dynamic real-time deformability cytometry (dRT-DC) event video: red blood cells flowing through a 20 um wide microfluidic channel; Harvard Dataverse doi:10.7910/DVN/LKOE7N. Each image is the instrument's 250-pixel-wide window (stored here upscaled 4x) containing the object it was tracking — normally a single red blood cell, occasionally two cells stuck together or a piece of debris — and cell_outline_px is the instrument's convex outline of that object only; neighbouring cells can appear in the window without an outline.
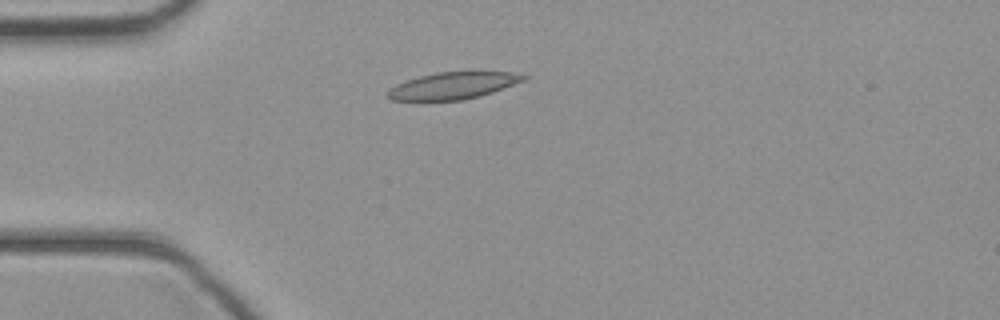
{"species": "common noctule bat (a hibernating species)", "species_latin": "Nyctalus noctula", "temperature_condition": "cold", "stored_images_in_passage": 30, "camera_frame_rate_fps": 3000, "um_per_image_px": 0.085, "animal": {"sex": "female", "body_mass_g": 21.9}, "frame": {"image": 1, "passage_image": 2, "time_ms": 0.333, "image_size_px": [1000, 320], "cell_outline_px": [[528, 80], [480, 96], [464, 100], [392, 100], [384, 96], [388, 88], [396, 84], [420, 76], [436, 72], [468, 68], [512, 72], [528, 76]], "centroid_in_image_um": [38.58, 7.22], "position_along_channel_um": 46.4, "area_um2": 22.48}}
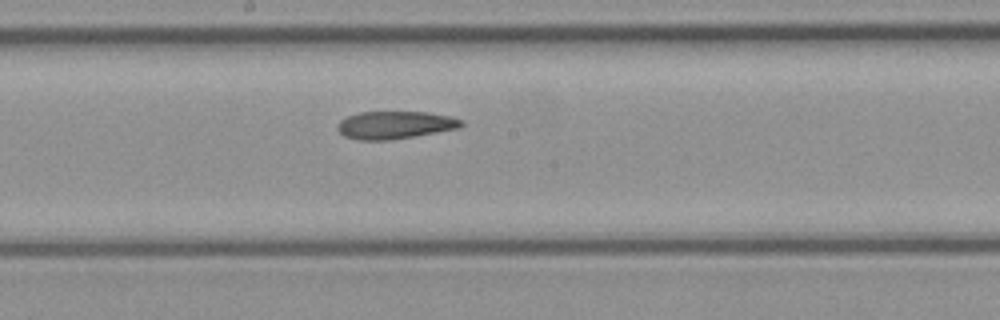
{"frame": {"image": 2, "passage_image": 14, "time_ms": 4.333, "image_size_px": [1000, 320], "cell_outline_px": [[464, 124], [460, 128], [388, 140], [356, 140], [344, 136], [336, 128], [336, 124], [340, 120], [348, 116], [360, 112], [428, 112], [448, 116], [464, 120]], "centroid_in_image_um": [33.55, 10.62], "position_along_channel_um": 214.7, "area_um2": 19.94}}
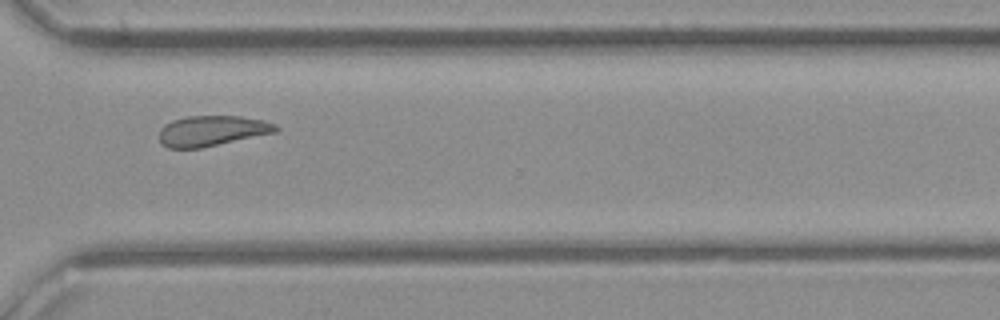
{"frame": {"image": 3, "passage_image": 23, "time_ms": 7.333, "image_size_px": [1000, 320], "cell_outline_px": [[280, 128], [276, 132], [200, 148], [168, 148], [160, 144], [160, 128], [164, 124], [172, 120], [188, 116], [240, 116], [264, 120], [276, 124]], "centroid_in_image_um": [18.01, 11.11], "position_along_channel_um": 352.6, "area_um2": 20.69}}